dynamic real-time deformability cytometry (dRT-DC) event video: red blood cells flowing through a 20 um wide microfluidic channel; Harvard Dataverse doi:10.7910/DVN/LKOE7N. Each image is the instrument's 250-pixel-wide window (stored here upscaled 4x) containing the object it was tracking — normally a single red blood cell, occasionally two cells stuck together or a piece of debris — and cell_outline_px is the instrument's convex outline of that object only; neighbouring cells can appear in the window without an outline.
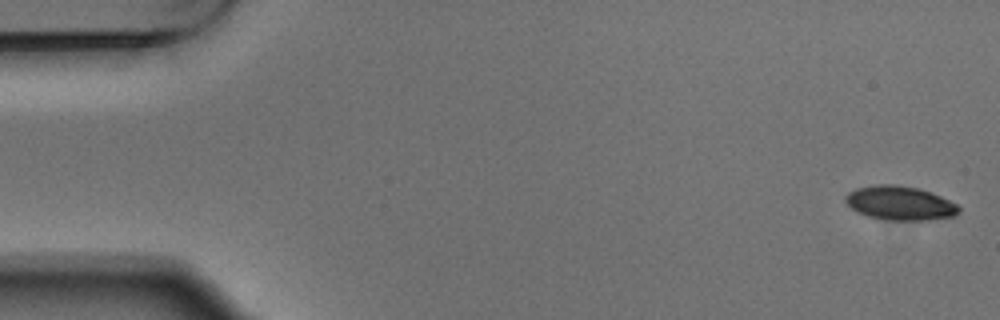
{"species": "Egyptian fruit bat (a non-hibernating species)", "species_latin": "Rousettus aegyptiacus", "temperature_condition": "warm", "stored_images_in_passage": 3, "camera_frame_rate_fps": 3000, "um_per_image_px": 0.085, "animal": {"sex": "male"}, "frame": {"image": 1, "passage_image": 1, "time_ms": 0.0, "image_size_px": [1000, 320], "cell_outline_px": [[960, 212], [956, 216], [928, 220], [892, 220], [868, 216], [856, 212], [844, 200], [844, 196], [848, 192], [856, 188], [876, 184], [892, 184], [916, 188], [940, 196], [956, 204], [960, 208]], "centroid_in_image_um": [76.48, 17.27], "position_along_channel_um": 8.5, "area_um2": 22.37}}